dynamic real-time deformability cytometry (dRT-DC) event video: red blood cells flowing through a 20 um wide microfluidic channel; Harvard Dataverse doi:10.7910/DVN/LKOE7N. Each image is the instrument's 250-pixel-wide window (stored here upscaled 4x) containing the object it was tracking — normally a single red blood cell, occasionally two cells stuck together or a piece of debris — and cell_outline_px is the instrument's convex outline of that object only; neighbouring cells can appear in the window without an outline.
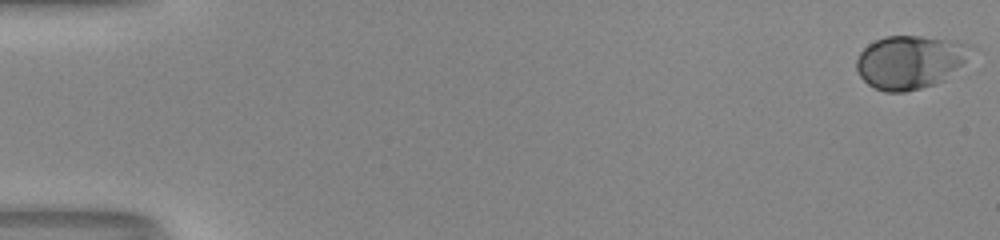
{"species": "human", "species_latin": "Homo sapiens", "temperature_condition": "room temperature", "stored_images_in_passage": 50, "camera_frame_rate_fps": 3000, "um_per_image_px": 0.085, "donor": {"sex": "male"}, "frame": {"image": 1, "passage_image": 1, "time_ms": 0.0, "image_size_px": [1000, 240], "cell_outline_px": [[980, 48], [944, 80], [936, 84], [904, 92], [884, 92], [868, 84], [860, 76], [856, 68], [856, 60], [860, 52], [868, 44], [884, 36], [920, 36], [960, 40], [976, 44]], "centroid_in_image_um": [77.45, 5.23], "position_along_channel_um": 7.5, "area_um2": 36.36}}
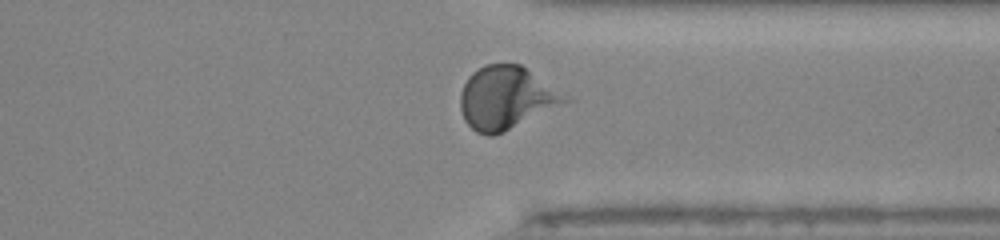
{"frame": {"image": 2, "passage_image": 41, "time_ms": 13.333, "image_size_px": [1000, 240], "cell_outline_px": [[572, 100], [504, 132], [492, 136], [488, 136], [476, 132], [464, 120], [460, 108], [460, 92], [468, 76], [472, 72], [484, 64], [520, 64]], "centroid_in_image_um": [42.98, 8.33], "position_along_channel_um": 368.4, "area_um2": 38.03}}
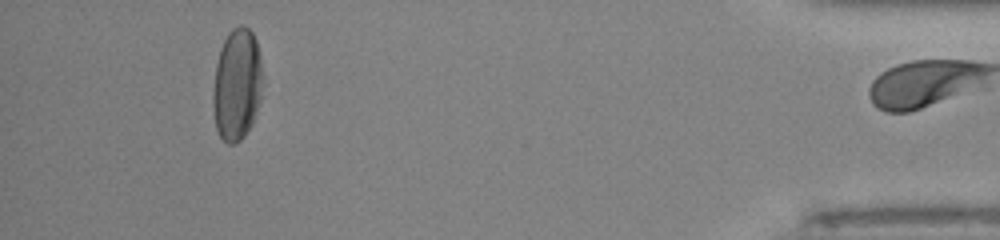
{"frame": {"image": 3, "passage_image": 49, "time_ms": 16.0, "image_size_px": [1000, 240], "cell_outline_px": [[264, 96], [252, 124], [244, 136], [240, 140], [232, 144], [228, 144], [220, 136], [216, 128], [212, 104], [212, 92], [216, 64], [220, 48], [228, 32], [232, 28], [240, 24], [244, 24], [252, 32], [256, 40], [260, 56], [264, 76]], "centroid_in_image_um": [20.18, 7.18], "position_along_channel_um": 415.0, "area_um2": 33.47}}